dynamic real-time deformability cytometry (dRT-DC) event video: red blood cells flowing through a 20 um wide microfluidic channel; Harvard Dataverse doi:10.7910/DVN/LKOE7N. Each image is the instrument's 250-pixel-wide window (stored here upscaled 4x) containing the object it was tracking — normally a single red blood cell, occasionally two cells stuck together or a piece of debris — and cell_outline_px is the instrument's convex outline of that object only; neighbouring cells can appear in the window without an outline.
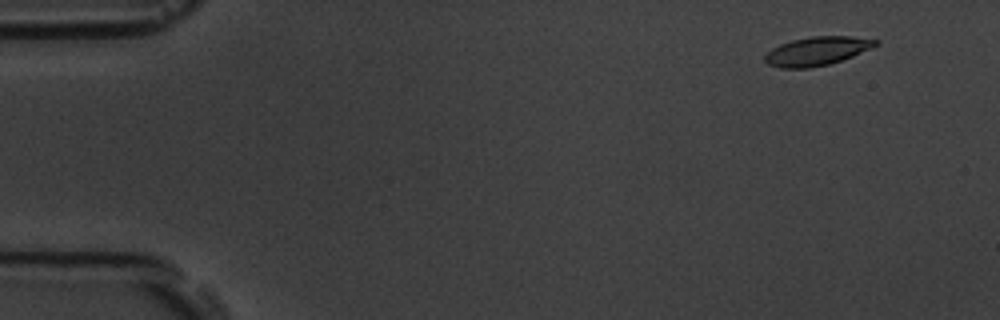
{"species": "common noctule bat (a hibernating species)", "species_latin": "Nyctalus noctula", "temperature_condition": "room temperature", "stored_images_in_passage": 55, "camera_frame_rate_fps": 3000, "um_per_image_px": 0.085, "animal": {"sex": "male", "body_mass_g": 19.5, "forearm_length_mm": 54.6}, "frame": {"image": 1, "passage_image": 5, "time_ms": 1.333, "image_size_px": [1000, 320], "cell_outline_px": [[880, 40], [876, 44], [852, 56], [828, 64], [808, 68], [780, 68], [768, 64], [764, 60], [764, 56], [772, 48], [780, 44], [792, 40], [812, 36], [852, 36]], "centroid_in_image_um": [69.39, 4.34], "position_along_channel_um": 15.6, "area_um2": 18.21}}
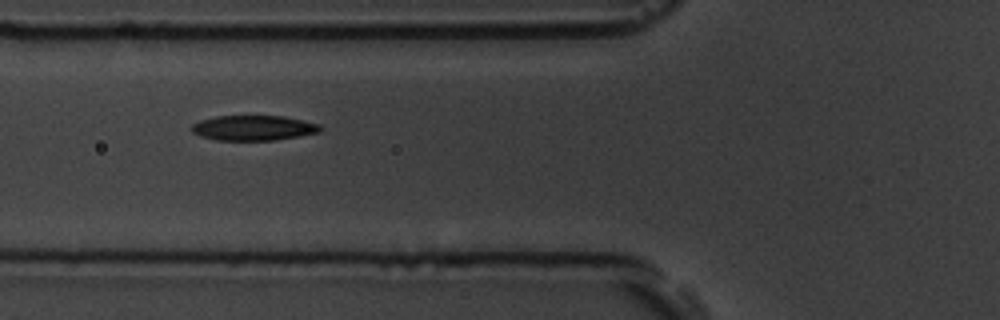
{"frame": {"image": 2, "passage_image": 21, "time_ms": 6.667, "image_size_px": [1000, 320], "cell_outline_px": [[324, 128], [320, 132], [300, 136], [276, 140], [216, 140], [200, 136], [192, 132], [192, 124], [200, 120], [216, 116], [284, 116], [320, 124]], "centroid_in_image_um": [21.57, 10.87], "position_along_channel_um": 104.2, "area_um2": 18.9}}
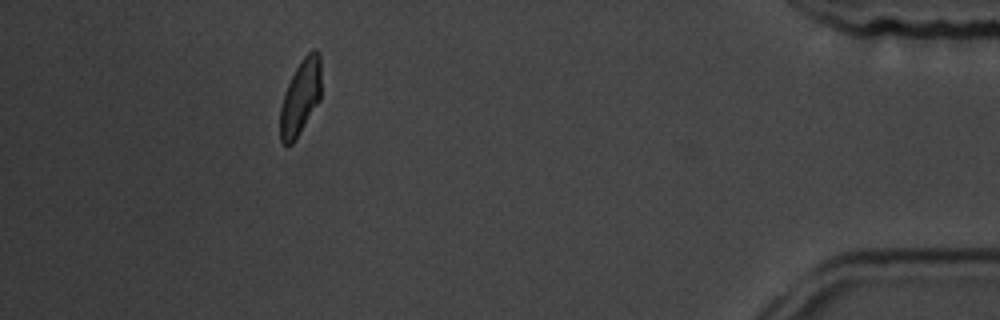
{"frame": {"image": 3, "passage_image": 50, "time_ms": 16.333, "image_size_px": [1000, 320], "cell_outline_px": [[320, 100], [300, 132], [292, 144], [288, 148], [280, 140], [280, 108], [284, 92], [300, 60], [312, 48], [316, 48], [320, 52]], "centroid_in_image_um": [25.53, 8.25], "position_along_channel_um": 409.7, "area_um2": 18.09}, "authors_computed_cell_mechanics": {"area_um2": 18.9584, "velocity_mm_per_s": 3.7421, "shape_relaxation_time_tau1_ms": 2.3279, "shape_relaxation_time_tau2_ms": 1.7743, "deformation_change_tau1": 0.1244, "deformation_change_tau2": 0.0702}}